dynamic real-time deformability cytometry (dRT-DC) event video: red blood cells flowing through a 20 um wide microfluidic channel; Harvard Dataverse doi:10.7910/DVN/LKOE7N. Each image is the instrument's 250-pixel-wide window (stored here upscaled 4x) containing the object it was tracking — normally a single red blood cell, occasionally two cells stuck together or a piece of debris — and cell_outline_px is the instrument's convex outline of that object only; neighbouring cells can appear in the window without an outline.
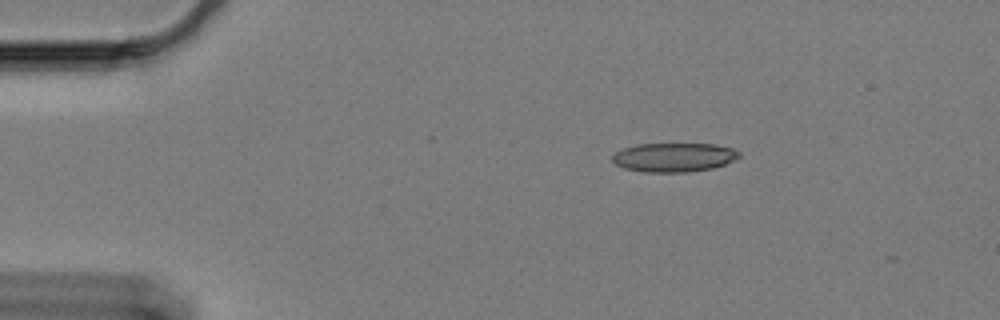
{"species": "Egyptian fruit bat (a non-hibernating species)", "species_latin": "Rousettus aegyptiacus", "temperature_condition": "cold", "stored_images_in_passage": 47, "camera_frame_rate_fps": 3000, "um_per_image_px": 0.085, "animal": {"sex": "female"}, "frame": {"image": 1, "passage_image": 1, "time_ms": 0.0, "image_size_px": [1000, 320], "cell_outline_px": [[740, 156], [736, 160], [712, 168], [688, 172], [644, 172], [624, 168], [616, 164], [612, 160], [612, 156], [616, 152], [624, 148], [636, 144], [716, 144], [732, 148], [740, 152]], "centroid_in_image_um": [57.3, 13.37], "position_along_channel_um": 27.7, "area_um2": 21.44}}
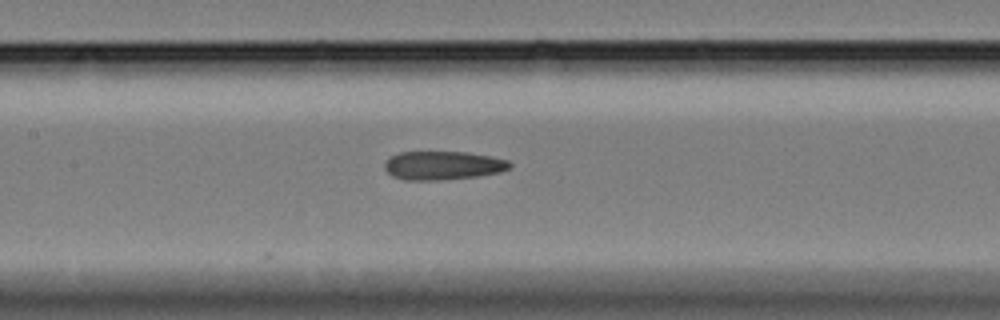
{"frame": {"image": 2, "passage_image": 19, "time_ms": 6.0, "image_size_px": [1000, 320], "cell_outline_px": [[512, 164], [508, 168], [500, 172], [476, 176], [440, 180], [404, 180], [392, 176], [384, 168], [384, 164], [392, 156], [400, 152], [468, 152], [508, 160]], "centroid_in_image_um": [37.63, 14.07], "position_along_channel_um": 169.8, "area_um2": 20.69}}
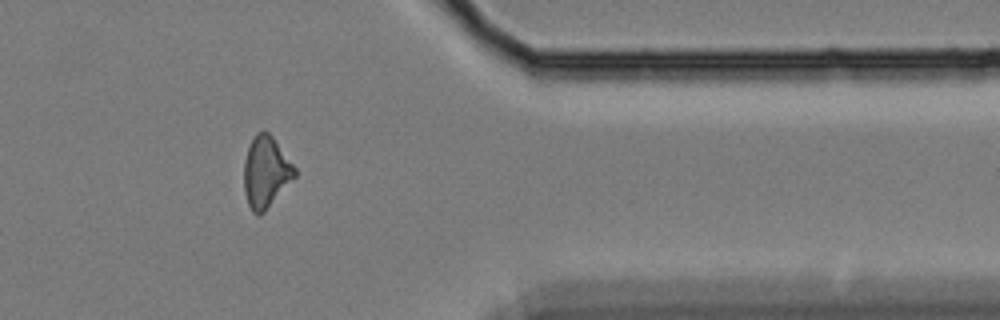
{"frame": {"image": 3, "passage_image": 40, "time_ms": 13.0, "image_size_px": [1000, 320], "cell_outline_px": [[296, 176], [264, 212], [252, 212], [248, 204], [244, 192], [244, 160], [248, 148], [256, 132], [264, 128], [272, 136], [296, 168]], "centroid_in_image_um": [22.59, 14.59], "position_along_channel_um": 388.8, "area_um2": 20.92}, "authors_computed_cell_mechanics": {"area_um2": 21.0392, "velocity_mm_per_s": 3.3703, "shape_relaxation_time_tau1_ms": null, "shape_relaxation_time_tau2_ms": 11.2593, "deformation_change_tau1": null, "deformation_change_tau2": 0.2427}}